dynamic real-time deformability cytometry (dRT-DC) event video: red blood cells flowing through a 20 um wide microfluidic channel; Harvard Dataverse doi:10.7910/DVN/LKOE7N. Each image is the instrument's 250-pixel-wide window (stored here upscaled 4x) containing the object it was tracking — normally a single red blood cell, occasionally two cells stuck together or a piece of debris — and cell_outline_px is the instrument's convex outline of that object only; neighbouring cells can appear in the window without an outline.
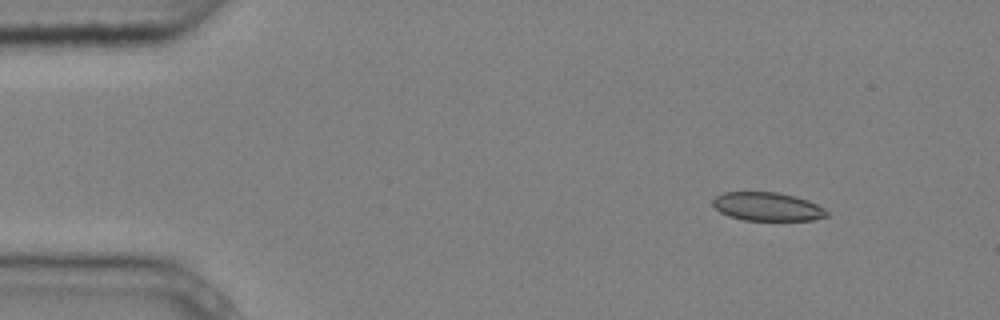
{"species": "common noctule bat (a hibernating species)", "species_latin": "Nyctalus noctula", "temperature_condition": "cold", "stored_images_in_passage": 7, "camera_frame_rate_fps": 3000, "um_per_image_px": 0.085, "animal": {"sex": "male", "body_mass_g": 20.4}, "frame": {"image": 1, "passage_image": 2, "time_ms": 0.333, "image_size_px": [1000, 320], "cell_outline_px": [[828, 216], [812, 220], [744, 220], [728, 216], [720, 212], [712, 204], [712, 200], [716, 196], [724, 192], [776, 192], [796, 196], [808, 200], [824, 208], [828, 212]], "centroid_in_image_um": [65.22, 17.56], "position_along_channel_um": 19.8, "area_um2": 18.96}}
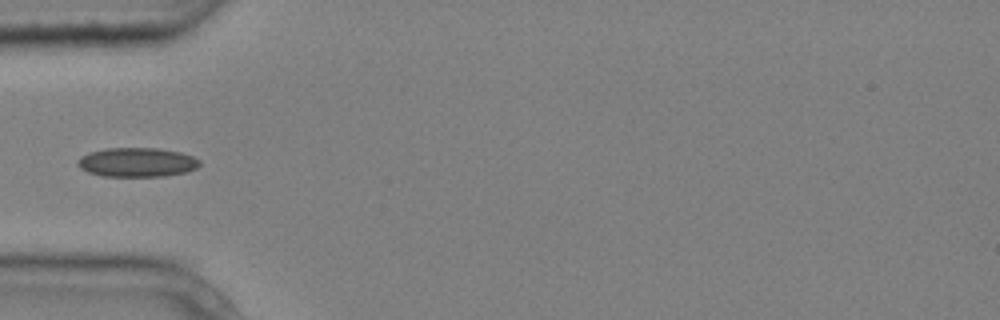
{"frame": {"image": 2, "passage_image": 5, "time_ms": 1.333, "image_size_px": [1000, 320], "cell_outline_px": [[200, 164], [196, 168], [188, 172], [164, 176], [100, 176], [88, 172], [80, 168], [76, 164], [76, 160], [80, 156], [88, 152], [108, 148], [156, 148], [180, 152], [192, 156], [200, 160]], "centroid_in_image_um": [11.61, 13.79], "position_along_channel_um": 73.4, "area_um2": 20.92}}
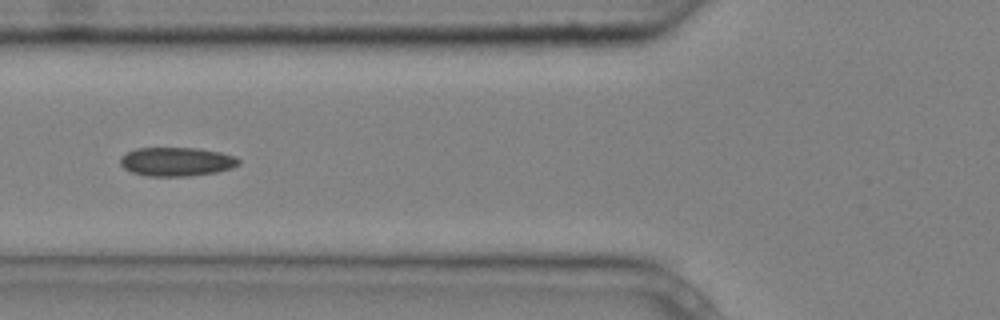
{"frame": {"image": 3, "passage_image": 6, "time_ms": 1.667, "image_size_px": [1000, 320], "cell_outline_px": [[240, 164], [232, 168], [216, 172], [188, 176], [148, 176], [132, 172], [124, 168], [120, 164], [120, 156], [136, 148], [196, 148], [220, 152], [236, 156], [240, 160]], "centroid_in_image_um": [15.02, 13.74], "position_along_channel_um": 110.8, "area_um2": 19.94}}